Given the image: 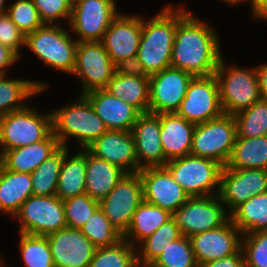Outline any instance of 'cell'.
<instances>
[{
  "label": "cell",
  "mask_w": 267,
  "mask_h": 267,
  "mask_svg": "<svg viewBox=\"0 0 267 267\" xmlns=\"http://www.w3.org/2000/svg\"><path fill=\"white\" fill-rule=\"evenodd\" d=\"M225 167L267 170V135L252 138L236 137L231 156Z\"/></svg>",
  "instance_id": "cell-30"
},
{
  "label": "cell",
  "mask_w": 267,
  "mask_h": 267,
  "mask_svg": "<svg viewBox=\"0 0 267 267\" xmlns=\"http://www.w3.org/2000/svg\"><path fill=\"white\" fill-rule=\"evenodd\" d=\"M201 267H245L243 252L240 249L236 254L219 260L210 261L203 264Z\"/></svg>",
  "instance_id": "cell-47"
},
{
  "label": "cell",
  "mask_w": 267,
  "mask_h": 267,
  "mask_svg": "<svg viewBox=\"0 0 267 267\" xmlns=\"http://www.w3.org/2000/svg\"><path fill=\"white\" fill-rule=\"evenodd\" d=\"M176 114L195 124L218 118L223 114L215 74L192 78Z\"/></svg>",
  "instance_id": "cell-12"
},
{
  "label": "cell",
  "mask_w": 267,
  "mask_h": 267,
  "mask_svg": "<svg viewBox=\"0 0 267 267\" xmlns=\"http://www.w3.org/2000/svg\"><path fill=\"white\" fill-rule=\"evenodd\" d=\"M151 265L154 267H199L190 238L184 235L169 243Z\"/></svg>",
  "instance_id": "cell-40"
},
{
  "label": "cell",
  "mask_w": 267,
  "mask_h": 267,
  "mask_svg": "<svg viewBox=\"0 0 267 267\" xmlns=\"http://www.w3.org/2000/svg\"><path fill=\"white\" fill-rule=\"evenodd\" d=\"M33 195L31 174L0 171V211L15 215L26 199Z\"/></svg>",
  "instance_id": "cell-27"
},
{
  "label": "cell",
  "mask_w": 267,
  "mask_h": 267,
  "mask_svg": "<svg viewBox=\"0 0 267 267\" xmlns=\"http://www.w3.org/2000/svg\"><path fill=\"white\" fill-rule=\"evenodd\" d=\"M225 209L218 195L190 197L172 217L181 234L190 238L225 224L230 219Z\"/></svg>",
  "instance_id": "cell-9"
},
{
  "label": "cell",
  "mask_w": 267,
  "mask_h": 267,
  "mask_svg": "<svg viewBox=\"0 0 267 267\" xmlns=\"http://www.w3.org/2000/svg\"><path fill=\"white\" fill-rule=\"evenodd\" d=\"M261 99L267 100V64L256 67Z\"/></svg>",
  "instance_id": "cell-49"
},
{
  "label": "cell",
  "mask_w": 267,
  "mask_h": 267,
  "mask_svg": "<svg viewBox=\"0 0 267 267\" xmlns=\"http://www.w3.org/2000/svg\"><path fill=\"white\" fill-rule=\"evenodd\" d=\"M73 75L81 78V95L105 89L115 74V64L109 57L101 41L78 42Z\"/></svg>",
  "instance_id": "cell-14"
},
{
  "label": "cell",
  "mask_w": 267,
  "mask_h": 267,
  "mask_svg": "<svg viewBox=\"0 0 267 267\" xmlns=\"http://www.w3.org/2000/svg\"><path fill=\"white\" fill-rule=\"evenodd\" d=\"M87 149L126 173H137L141 170L137 164L135 141L131 131L107 130Z\"/></svg>",
  "instance_id": "cell-22"
},
{
  "label": "cell",
  "mask_w": 267,
  "mask_h": 267,
  "mask_svg": "<svg viewBox=\"0 0 267 267\" xmlns=\"http://www.w3.org/2000/svg\"><path fill=\"white\" fill-rule=\"evenodd\" d=\"M134 267H154L151 264H141V263H137Z\"/></svg>",
  "instance_id": "cell-54"
},
{
  "label": "cell",
  "mask_w": 267,
  "mask_h": 267,
  "mask_svg": "<svg viewBox=\"0 0 267 267\" xmlns=\"http://www.w3.org/2000/svg\"><path fill=\"white\" fill-rule=\"evenodd\" d=\"M143 201V182L137 172L126 173L99 205L112 225L124 235L134 212Z\"/></svg>",
  "instance_id": "cell-11"
},
{
  "label": "cell",
  "mask_w": 267,
  "mask_h": 267,
  "mask_svg": "<svg viewBox=\"0 0 267 267\" xmlns=\"http://www.w3.org/2000/svg\"><path fill=\"white\" fill-rule=\"evenodd\" d=\"M46 237L54 267H89L96 247L80 229L65 227Z\"/></svg>",
  "instance_id": "cell-18"
},
{
  "label": "cell",
  "mask_w": 267,
  "mask_h": 267,
  "mask_svg": "<svg viewBox=\"0 0 267 267\" xmlns=\"http://www.w3.org/2000/svg\"><path fill=\"white\" fill-rule=\"evenodd\" d=\"M60 146L51 133L45 140L5 151L3 166L10 171L31 174Z\"/></svg>",
  "instance_id": "cell-25"
},
{
  "label": "cell",
  "mask_w": 267,
  "mask_h": 267,
  "mask_svg": "<svg viewBox=\"0 0 267 267\" xmlns=\"http://www.w3.org/2000/svg\"><path fill=\"white\" fill-rule=\"evenodd\" d=\"M68 152L69 148L61 145L31 173L33 195H56L59 174Z\"/></svg>",
  "instance_id": "cell-34"
},
{
  "label": "cell",
  "mask_w": 267,
  "mask_h": 267,
  "mask_svg": "<svg viewBox=\"0 0 267 267\" xmlns=\"http://www.w3.org/2000/svg\"><path fill=\"white\" fill-rule=\"evenodd\" d=\"M137 248L125 239L113 246L96 248L89 267H134Z\"/></svg>",
  "instance_id": "cell-37"
},
{
  "label": "cell",
  "mask_w": 267,
  "mask_h": 267,
  "mask_svg": "<svg viewBox=\"0 0 267 267\" xmlns=\"http://www.w3.org/2000/svg\"><path fill=\"white\" fill-rule=\"evenodd\" d=\"M165 167L189 197L218 195L223 169L218 162L189 154L167 161Z\"/></svg>",
  "instance_id": "cell-7"
},
{
  "label": "cell",
  "mask_w": 267,
  "mask_h": 267,
  "mask_svg": "<svg viewBox=\"0 0 267 267\" xmlns=\"http://www.w3.org/2000/svg\"><path fill=\"white\" fill-rule=\"evenodd\" d=\"M6 14L25 36L44 25L33 0H16Z\"/></svg>",
  "instance_id": "cell-42"
},
{
  "label": "cell",
  "mask_w": 267,
  "mask_h": 267,
  "mask_svg": "<svg viewBox=\"0 0 267 267\" xmlns=\"http://www.w3.org/2000/svg\"><path fill=\"white\" fill-rule=\"evenodd\" d=\"M67 227L80 229L100 208L99 202L84 193L63 200Z\"/></svg>",
  "instance_id": "cell-41"
},
{
  "label": "cell",
  "mask_w": 267,
  "mask_h": 267,
  "mask_svg": "<svg viewBox=\"0 0 267 267\" xmlns=\"http://www.w3.org/2000/svg\"><path fill=\"white\" fill-rule=\"evenodd\" d=\"M18 244L26 267H54L49 241L46 236L20 233Z\"/></svg>",
  "instance_id": "cell-39"
},
{
  "label": "cell",
  "mask_w": 267,
  "mask_h": 267,
  "mask_svg": "<svg viewBox=\"0 0 267 267\" xmlns=\"http://www.w3.org/2000/svg\"><path fill=\"white\" fill-rule=\"evenodd\" d=\"M131 132L135 141L138 167H165L167 160L160 140V114L142 113Z\"/></svg>",
  "instance_id": "cell-21"
},
{
  "label": "cell",
  "mask_w": 267,
  "mask_h": 267,
  "mask_svg": "<svg viewBox=\"0 0 267 267\" xmlns=\"http://www.w3.org/2000/svg\"><path fill=\"white\" fill-rule=\"evenodd\" d=\"M171 217L172 214L169 211L143 201L134 212L123 239L135 246L138 244L136 240L141 243Z\"/></svg>",
  "instance_id": "cell-29"
},
{
  "label": "cell",
  "mask_w": 267,
  "mask_h": 267,
  "mask_svg": "<svg viewBox=\"0 0 267 267\" xmlns=\"http://www.w3.org/2000/svg\"><path fill=\"white\" fill-rule=\"evenodd\" d=\"M51 133V112L39 114L26 105L0 116V145H3V153L45 140Z\"/></svg>",
  "instance_id": "cell-6"
},
{
  "label": "cell",
  "mask_w": 267,
  "mask_h": 267,
  "mask_svg": "<svg viewBox=\"0 0 267 267\" xmlns=\"http://www.w3.org/2000/svg\"><path fill=\"white\" fill-rule=\"evenodd\" d=\"M115 0H78L72 7L69 25L78 42L101 41L119 15Z\"/></svg>",
  "instance_id": "cell-13"
},
{
  "label": "cell",
  "mask_w": 267,
  "mask_h": 267,
  "mask_svg": "<svg viewBox=\"0 0 267 267\" xmlns=\"http://www.w3.org/2000/svg\"><path fill=\"white\" fill-rule=\"evenodd\" d=\"M223 114L235 115L261 99L256 67L248 70L225 65L221 57L215 71Z\"/></svg>",
  "instance_id": "cell-4"
},
{
  "label": "cell",
  "mask_w": 267,
  "mask_h": 267,
  "mask_svg": "<svg viewBox=\"0 0 267 267\" xmlns=\"http://www.w3.org/2000/svg\"><path fill=\"white\" fill-rule=\"evenodd\" d=\"M102 119L108 130L131 131L142 114L137 108L112 96L105 89H96L84 94Z\"/></svg>",
  "instance_id": "cell-23"
},
{
  "label": "cell",
  "mask_w": 267,
  "mask_h": 267,
  "mask_svg": "<svg viewBox=\"0 0 267 267\" xmlns=\"http://www.w3.org/2000/svg\"><path fill=\"white\" fill-rule=\"evenodd\" d=\"M242 233L229 219L225 224L210 231L190 237L195 260L199 267L210 261L236 254L241 249Z\"/></svg>",
  "instance_id": "cell-17"
},
{
  "label": "cell",
  "mask_w": 267,
  "mask_h": 267,
  "mask_svg": "<svg viewBox=\"0 0 267 267\" xmlns=\"http://www.w3.org/2000/svg\"><path fill=\"white\" fill-rule=\"evenodd\" d=\"M142 36V18L121 14L112 21L101 40L114 64L138 54Z\"/></svg>",
  "instance_id": "cell-20"
},
{
  "label": "cell",
  "mask_w": 267,
  "mask_h": 267,
  "mask_svg": "<svg viewBox=\"0 0 267 267\" xmlns=\"http://www.w3.org/2000/svg\"><path fill=\"white\" fill-rule=\"evenodd\" d=\"M267 192V170L223 167L218 196L230 214L254 195Z\"/></svg>",
  "instance_id": "cell-15"
},
{
  "label": "cell",
  "mask_w": 267,
  "mask_h": 267,
  "mask_svg": "<svg viewBox=\"0 0 267 267\" xmlns=\"http://www.w3.org/2000/svg\"><path fill=\"white\" fill-rule=\"evenodd\" d=\"M3 159H4V154H3V151L1 150V152H0V171L3 168Z\"/></svg>",
  "instance_id": "cell-53"
},
{
  "label": "cell",
  "mask_w": 267,
  "mask_h": 267,
  "mask_svg": "<svg viewBox=\"0 0 267 267\" xmlns=\"http://www.w3.org/2000/svg\"><path fill=\"white\" fill-rule=\"evenodd\" d=\"M80 230L96 248L113 246L123 239V235L112 225L100 208Z\"/></svg>",
  "instance_id": "cell-38"
},
{
  "label": "cell",
  "mask_w": 267,
  "mask_h": 267,
  "mask_svg": "<svg viewBox=\"0 0 267 267\" xmlns=\"http://www.w3.org/2000/svg\"><path fill=\"white\" fill-rule=\"evenodd\" d=\"M6 0H0V15L6 14L7 13V8L6 6H4V2Z\"/></svg>",
  "instance_id": "cell-52"
},
{
  "label": "cell",
  "mask_w": 267,
  "mask_h": 267,
  "mask_svg": "<svg viewBox=\"0 0 267 267\" xmlns=\"http://www.w3.org/2000/svg\"><path fill=\"white\" fill-rule=\"evenodd\" d=\"M226 3L228 4H231V5H235V4H238L240 2H246V1H250L251 5L252 6V3H253V0H224Z\"/></svg>",
  "instance_id": "cell-51"
},
{
  "label": "cell",
  "mask_w": 267,
  "mask_h": 267,
  "mask_svg": "<svg viewBox=\"0 0 267 267\" xmlns=\"http://www.w3.org/2000/svg\"><path fill=\"white\" fill-rule=\"evenodd\" d=\"M112 96L149 113V77L114 74L105 88Z\"/></svg>",
  "instance_id": "cell-28"
},
{
  "label": "cell",
  "mask_w": 267,
  "mask_h": 267,
  "mask_svg": "<svg viewBox=\"0 0 267 267\" xmlns=\"http://www.w3.org/2000/svg\"><path fill=\"white\" fill-rule=\"evenodd\" d=\"M251 8L254 18L267 20V0H253Z\"/></svg>",
  "instance_id": "cell-50"
},
{
  "label": "cell",
  "mask_w": 267,
  "mask_h": 267,
  "mask_svg": "<svg viewBox=\"0 0 267 267\" xmlns=\"http://www.w3.org/2000/svg\"><path fill=\"white\" fill-rule=\"evenodd\" d=\"M139 173L143 182L144 201L148 203L173 214L190 198L166 167H148Z\"/></svg>",
  "instance_id": "cell-19"
},
{
  "label": "cell",
  "mask_w": 267,
  "mask_h": 267,
  "mask_svg": "<svg viewBox=\"0 0 267 267\" xmlns=\"http://www.w3.org/2000/svg\"><path fill=\"white\" fill-rule=\"evenodd\" d=\"M237 137L252 138L267 135V100L260 99L234 115Z\"/></svg>",
  "instance_id": "cell-36"
},
{
  "label": "cell",
  "mask_w": 267,
  "mask_h": 267,
  "mask_svg": "<svg viewBox=\"0 0 267 267\" xmlns=\"http://www.w3.org/2000/svg\"><path fill=\"white\" fill-rule=\"evenodd\" d=\"M51 116L52 133L65 147H68L66 139L74 137L82 148H87L108 130L84 95L73 104L53 110Z\"/></svg>",
  "instance_id": "cell-3"
},
{
  "label": "cell",
  "mask_w": 267,
  "mask_h": 267,
  "mask_svg": "<svg viewBox=\"0 0 267 267\" xmlns=\"http://www.w3.org/2000/svg\"><path fill=\"white\" fill-rule=\"evenodd\" d=\"M245 267H267V231L242 234Z\"/></svg>",
  "instance_id": "cell-43"
},
{
  "label": "cell",
  "mask_w": 267,
  "mask_h": 267,
  "mask_svg": "<svg viewBox=\"0 0 267 267\" xmlns=\"http://www.w3.org/2000/svg\"><path fill=\"white\" fill-rule=\"evenodd\" d=\"M48 85L36 81L0 77V116L24 108V100L41 93ZM23 100V101H22Z\"/></svg>",
  "instance_id": "cell-32"
},
{
  "label": "cell",
  "mask_w": 267,
  "mask_h": 267,
  "mask_svg": "<svg viewBox=\"0 0 267 267\" xmlns=\"http://www.w3.org/2000/svg\"><path fill=\"white\" fill-rule=\"evenodd\" d=\"M115 73L120 75L149 77L137 55L117 62L115 64Z\"/></svg>",
  "instance_id": "cell-46"
},
{
  "label": "cell",
  "mask_w": 267,
  "mask_h": 267,
  "mask_svg": "<svg viewBox=\"0 0 267 267\" xmlns=\"http://www.w3.org/2000/svg\"><path fill=\"white\" fill-rule=\"evenodd\" d=\"M216 34L211 26L193 17L187 9H177L171 67L194 77L215 74L222 57Z\"/></svg>",
  "instance_id": "cell-1"
},
{
  "label": "cell",
  "mask_w": 267,
  "mask_h": 267,
  "mask_svg": "<svg viewBox=\"0 0 267 267\" xmlns=\"http://www.w3.org/2000/svg\"><path fill=\"white\" fill-rule=\"evenodd\" d=\"M194 76L168 67L149 76V113H176Z\"/></svg>",
  "instance_id": "cell-16"
},
{
  "label": "cell",
  "mask_w": 267,
  "mask_h": 267,
  "mask_svg": "<svg viewBox=\"0 0 267 267\" xmlns=\"http://www.w3.org/2000/svg\"><path fill=\"white\" fill-rule=\"evenodd\" d=\"M195 125L176 113H160V140L167 161L191 153Z\"/></svg>",
  "instance_id": "cell-24"
},
{
  "label": "cell",
  "mask_w": 267,
  "mask_h": 267,
  "mask_svg": "<svg viewBox=\"0 0 267 267\" xmlns=\"http://www.w3.org/2000/svg\"><path fill=\"white\" fill-rule=\"evenodd\" d=\"M18 58L20 57L13 50L0 43V75L5 76L8 67L16 63Z\"/></svg>",
  "instance_id": "cell-48"
},
{
  "label": "cell",
  "mask_w": 267,
  "mask_h": 267,
  "mask_svg": "<svg viewBox=\"0 0 267 267\" xmlns=\"http://www.w3.org/2000/svg\"><path fill=\"white\" fill-rule=\"evenodd\" d=\"M230 219L242 234L267 231V192L254 195L239 205Z\"/></svg>",
  "instance_id": "cell-33"
},
{
  "label": "cell",
  "mask_w": 267,
  "mask_h": 267,
  "mask_svg": "<svg viewBox=\"0 0 267 267\" xmlns=\"http://www.w3.org/2000/svg\"><path fill=\"white\" fill-rule=\"evenodd\" d=\"M236 137L234 116L222 114L218 118L195 125L190 154L212 159L225 167Z\"/></svg>",
  "instance_id": "cell-8"
},
{
  "label": "cell",
  "mask_w": 267,
  "mask_h": 267,
  "mask_svg": "<svg viewBox=\"0 0 267 267\" xmlns=\"http://www.w3.org/2000/svg\"><path fill=\"white\" fill-rule=\"evenodd\" d=\"M66 2H67L71 7H73V6L78 2V0H66Z\"/></svg>",
  "instance_id": "cell-55"
},
{
  "label": "cell",
  "mask_w": 267,
  "mask_h": 267,
  "mask_svg": "<svg viewBox=\"0 0 267 267\" xmlns=\"http://www.w3.org/2000/svg\"><path fill=\"white\" fill-rule=\"evenodd\" d=\"M44 24H53L58 19H69L72 7L66 0H33Z\"/></svg>",
  "instance_id": "cell-44"
},
{
  "label": "cell",
  "mask_w": 267,
  "mask_h": 267,
  "mask_svg": "<svg viewBox=\"0 0 267 267\" xmlns=\"http://www.w3.org/2000/svg\"><path fill=\"white\" fill-rule=\"evenodd\" d=\"M26 36L18 29L7 14L0 15V43L9 47L18 56L19 48L25 46Z\"/></svg>",
  "instance_id": "cell-45"
},
{
  "label": "cell",
  "mask_w": 267,
  "mask_h": 267,
  "mask_svg": "<svg viewBox=\"0 0 267 267\" xmlns=\"http://www.w3.org/2000/svg\"><path fill=\"white\" fill-rule=\"evenodd\" d=\"M181 236L182 234L175 220L171 217L140 243V249H137V262L141 264H152L169 243Z\"/></svg>",
  "instance_id": "cell-35"
},
{
  "label": "cell",
  "mask_w": 267,
  "mask_h": 267,
  "mask_svg": "<svg viewBox=\"0 0 267 267\" xmlns=\"http://www.w3.org/2000/svg\"><path fill=\"white\" fill-rule=\"evenodd\" d=\"M176 27L177 9H172V6H165L150 21L142 18V36L137 57L149 76L171 67Z\"/></svg>",
  "instance_id": "cell-2"
},
{
  "label": "cell",
  "mask_w": 267,
  "mask_h": 267,
  "mask_svg": "<svg viewBox=\"0 0 267 267\" xmlns=\"http://www.w3.org/2000/svg\"><path fill=\"white\" fill-rule=\"evenodd\" d=\"M5 265H3L2 261L0 260V267H4Z\"/></svg>",
  "instance_id": "cell-56"
},
{
  "label": "cell",
  "mask_w": 267,
  "mask_h": 267,
  "mask_svg": "<svg viewBox=\"0 0 267 267\" xmlns=\"http://www.w3.org/2000/svg\"><path fill=\"white\" fill-rule=\"evenodd\" d=\"M85 190L94 200L102 201L126 174L120 167L98 158L86 148Z\"/></svg>",
  "instance_id": "cell-26"
},
{
  "label": "cell",
  "mask_w": 267,
  "mask_h": 267,
  "mask_svg": "<svg viewBox=\"0 0 267 267\" xmlns=\"http://www.w3.org/2000/svg\"><path fill=\"white\" fill-rule=\"evenodd\" d=\"M14 216L21 222L19 233L47 236L67 227L63 201L56 195H31Z\"/></svg>",
  "instance_id": "cell-10"
},
{
  "label": "cell",
  "mask_w": 267,
  "mask_h": 267,
  "mask_svg": "<svg viewBox=\"0 0 267 267\" xmlns=\"http://www.w3.org/2000/svg\"><path fill=\"white\" fill-rule=\"evenodd\" d=\"M72 39L61 25L44 24L26 35L25 46L48 66L72 74L78 44Z\"/></svg>",
  "instance_id": "cell-5"
},
{
  "label": "cell",
  "mask_w": 267,
  "mask_h": 267,
  "mask_svg": "<svg viewBox=\"0 0 267 267\" xmlns=\"http://www.w3.org/2000/svg\"><path fill=\"white\" fill-rule=\"evenodd\" d=\"M68 154L64 157L57 184L56 196L62 201L86 193V148L73 157L68 158Z\"/></svg>",
  "instance_id": "cell-31"
}]
</instances>
